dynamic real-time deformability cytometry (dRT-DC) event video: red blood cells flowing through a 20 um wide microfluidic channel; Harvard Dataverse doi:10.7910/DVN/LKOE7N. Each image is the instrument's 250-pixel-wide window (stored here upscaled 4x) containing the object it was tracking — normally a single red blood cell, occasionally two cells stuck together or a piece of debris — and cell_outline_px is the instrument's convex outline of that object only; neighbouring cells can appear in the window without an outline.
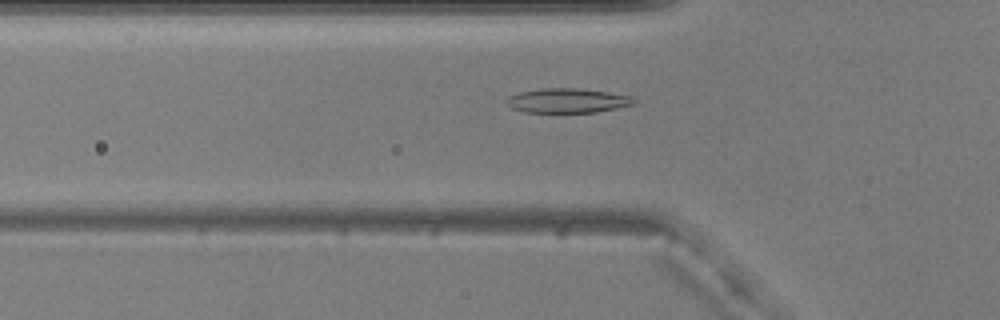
{"species": "common noctule bat (a hibernating species)", "species_latin": "Nyctalus noctula", "temperature_condition": "warm", "stored_images_in_passage": 40, "camera_frame_rate_fps": 3000, "um_per_image_px": 0.085, "animal": {"sex": "male", "body_mass_g": 20.5, "forearm_length_mm": 52.5}, "frame": {"image": 1, "passage_image": 12, "time_ms": 3.667, "image_size_px": [1000, 320], "cell_outline_px": [[636, 104], [596, 112], [524, 112], [512, 108], [504, 100], [508, 96], [520, 92], [540, 88], [576, 88], [608, 92], [632, 96], [636, 100]], "centroid_in_image_um": [48.23, 8.55], "position_along_channel_um": 77.6, "area_um2": 18.21}}
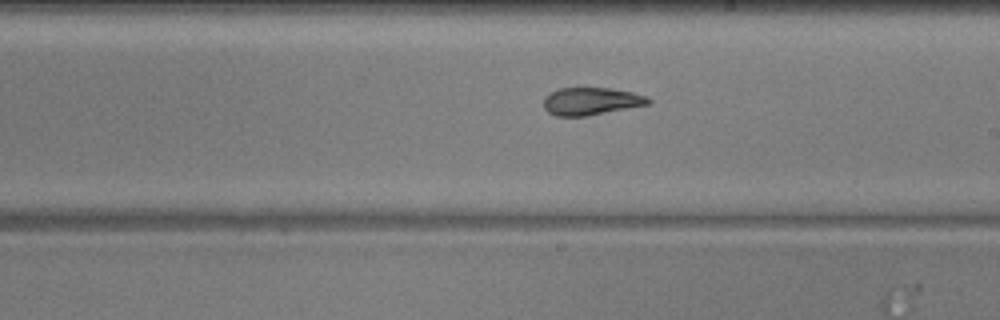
{"frame": {"image": 2, "passage_image": 25, "time_ms": 8.0, "image_size_px": [1000, 320], "cell_outline_px": [[652, 104], [584, 116], [556, 116], [548, 112], [544, 108], [544, 96], [560, 88], [608, 88], [632, 92], [648, 96], [652, 100]], "centroid_in_image_um": [50.28, 8.6], "position_along_channel_um": 238.7, "area_um2": 16.82}}
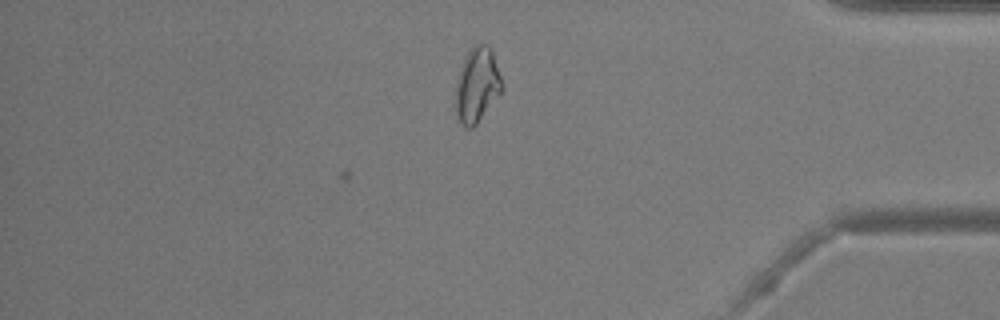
{"frame": {"image": 3, "passage_image": 40, "time_ms": 13.0, "image_size_px": [1000, 320], "cell_outline_px": [[504, 88], [476, 124], [472, 128], [468, 128], [456, 116], [456, 80], [460, 68], [468, 52], [476, 44], [488, 44], [492, 48]], "centroid_in_image_um": [40.56, 7.19], "position_along_channel_um": 394.6, "area_um2": 19.94}, "authors_computed_cell_mechanics": {"area_um2": 17.4556, "velocity_mm_per_s": 3.6907, "shape_relaxation_time_tau1_ms": null, "shape_relaxation_time_tau2_ms": 1.9761, "deformation_change_tau1": null, "deformation_change_tau2": 0.0799}}